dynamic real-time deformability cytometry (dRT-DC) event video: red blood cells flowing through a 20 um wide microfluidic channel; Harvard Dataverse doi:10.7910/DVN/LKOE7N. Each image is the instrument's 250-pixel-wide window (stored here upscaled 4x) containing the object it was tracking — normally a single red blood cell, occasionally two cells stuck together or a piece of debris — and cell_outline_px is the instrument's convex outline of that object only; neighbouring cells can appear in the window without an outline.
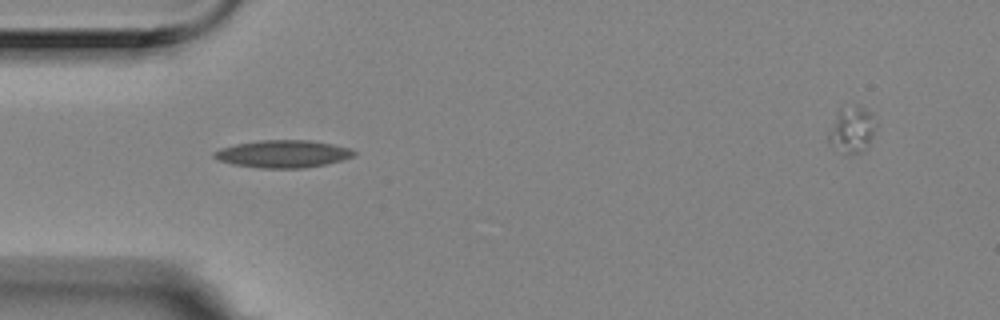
{"species": "Egyptian fruit bat (a non-hibernating species)", "species_latin": "Rousettus aegyptiacus", "temperature_condition": "room temperature", "stored_images_in_passage": 5, "camera_frame_rate_fps": 3000, "um_per_image_px": 0.085, "animal": {"sex": "female"}, "frame": {"image": 1, "passage_image": 2, "time_ms": 0.333, "image_size_px": [1000, 320], "cell_outline_px": [[356, 156], [344, 160], [304, 168], [260, 168], [232, 164], [220, 160], [212, 156], [212, 152], [220, 148], [236, 144], [260, 140], [308, 140], [332, 144], [348, 148], [356, 152]], "centroid_in_image_um": [24.05, 13.08], "position_along_channel_um": 61.0, "area_um2": 22.37}}
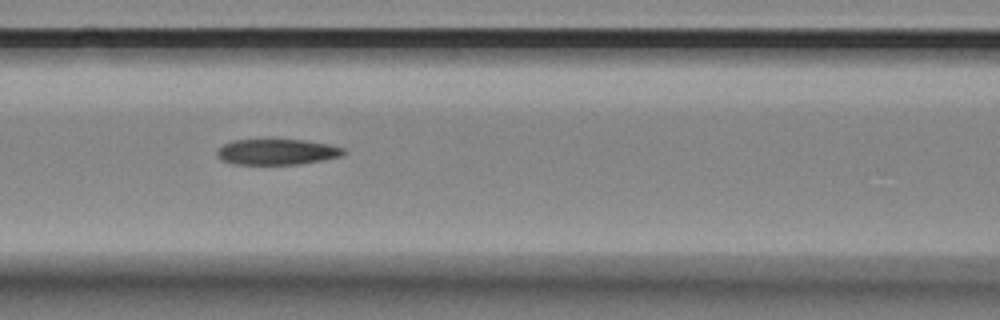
{"frame": {"image": 2, "passage_image": 4, "time_ms": 1.0, "image_size_px": [1000, 320], "cell_outline_px": [[348, 152], [340, 156], [300, 164], [232, 164], [224, 160], [216, 152], [224, 144], [232, 140], [304, 140], [328, 144], [344, 148]], "centroid_in_image_um": [23.58, 12.91], "position_along_channel_um": 143.0, "area_um2": 18.67}}
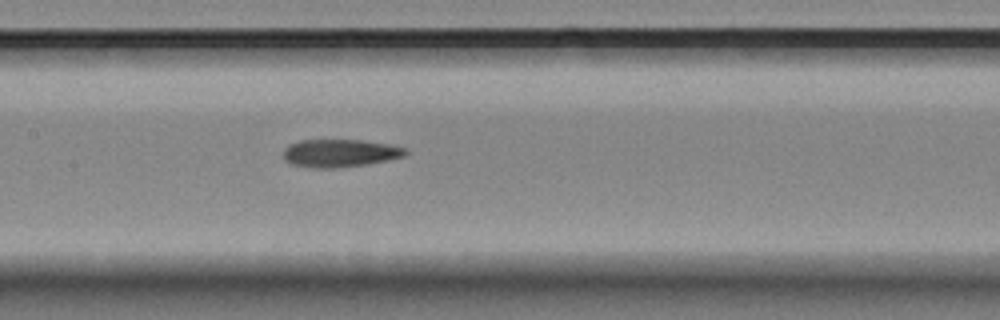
{"frame": {"image": 3, "passage_image": 5, "time_ms": 1.333, "image_size_px": [1000, 320], "cell_outline_px": [[408, 152], [404, 156], [388, 160], [340, 168], [312, 168], [292, 164], [284, 160], [284, 148], [288, 144], [300, 140], [360, 140], [392, 144], [408, 148]], "centroid_in_image_um": [28.9, 13.01], "position_along_channel_um": 178.5, "area_um2": 20.0}}